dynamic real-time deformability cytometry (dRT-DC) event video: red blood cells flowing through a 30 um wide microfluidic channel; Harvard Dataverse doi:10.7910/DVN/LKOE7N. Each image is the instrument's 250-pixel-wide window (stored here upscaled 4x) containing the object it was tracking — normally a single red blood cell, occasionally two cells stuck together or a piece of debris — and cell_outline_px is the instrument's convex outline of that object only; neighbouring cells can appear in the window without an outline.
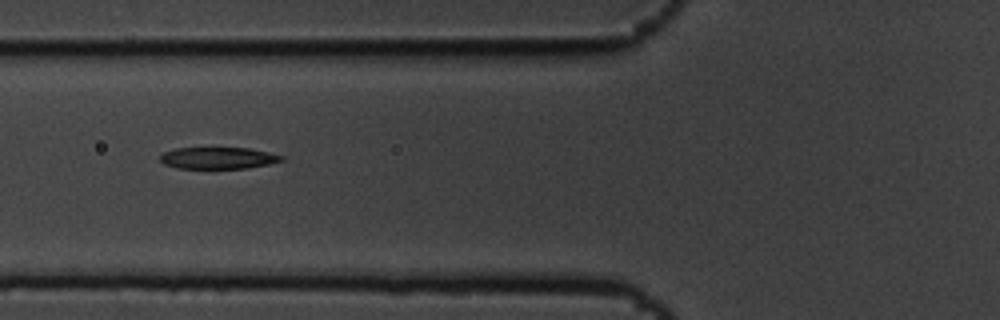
{"species": "common noctule bat (a hibernating species)", "species_latin": "Nyctalus noctula", "temperature_condition": "cold", "stored_images_in_passage": 8, "camera_frame_rate_fps": 3000, "um_per_image_px": 0.085, "animal": {"sex": "male", "body_mass_g": 19.5, "forearm_length_mm": 54.6}, "frame": {"image": 1, "passage_image": 4, "time_ms": 1.0, "image_size_px": [1000, 320], "cell_outline_px": [[284, 160], [268, 164], [248, 168], [176, 168], [164, 164], [160, 160], [160, 156], [164, 152], [176, 148], [248, 148], [268, 152], [284, 156]], "centroid_in_image_um": [18.54, 13.43], "position_along_channel_um": 107.3, "area_um2": 15.26}}
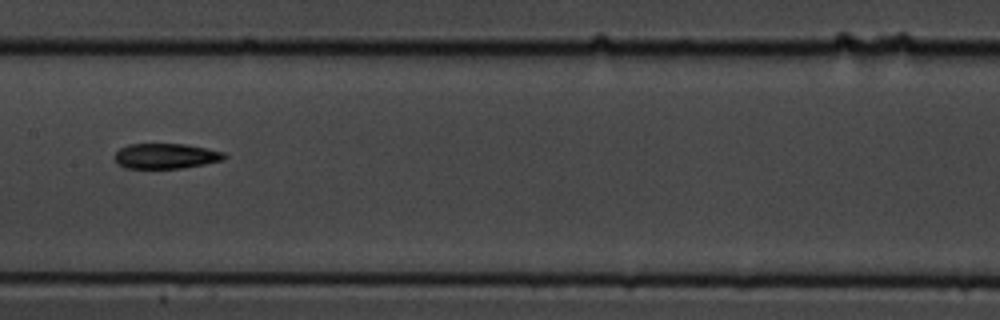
{"frame": {"image": 2, "passage_image": 6, "time_ms": 1.667, "image_size_px": [1000, 320], "cell_outline_px": [[228, 156], [224, 160], [204, 164], [180, 168], [124, 168], [116, 160], [116, 152], [120, 148], [128, 144], [184, 144], [224, 152]], "centroid_in_image_um": [14.12, 13.26], "position_along_channel_um": 193.3, "area_um2": 15.95}}
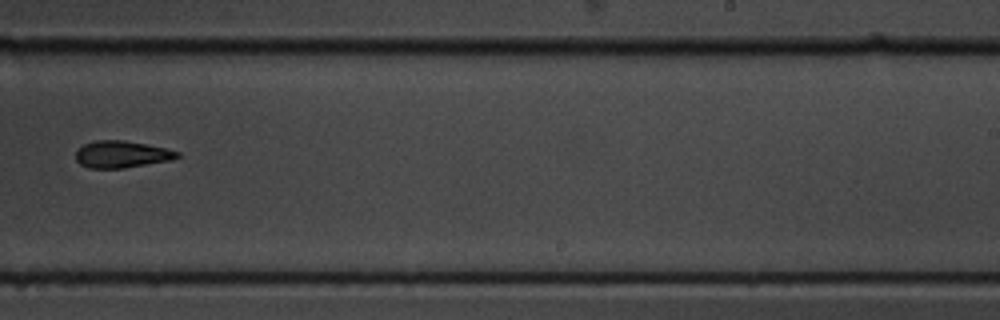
{"frame": {"image": 3, "passage_image": 8, "time_ms": 2.333, "image_size_px": [1000, 320], "cell_outline_px": [[180, 156], [172, 160], [124, 168], [88, 168], [80, 164], [76, 160], [76, 152], [84, 144], [96, 140], [124, 140], [168, 148], [180, 152]], "centroid_in_image_um": [10.37, 13.11], "position_along_channel_um": 278.6, "area_um2": 16.01}}